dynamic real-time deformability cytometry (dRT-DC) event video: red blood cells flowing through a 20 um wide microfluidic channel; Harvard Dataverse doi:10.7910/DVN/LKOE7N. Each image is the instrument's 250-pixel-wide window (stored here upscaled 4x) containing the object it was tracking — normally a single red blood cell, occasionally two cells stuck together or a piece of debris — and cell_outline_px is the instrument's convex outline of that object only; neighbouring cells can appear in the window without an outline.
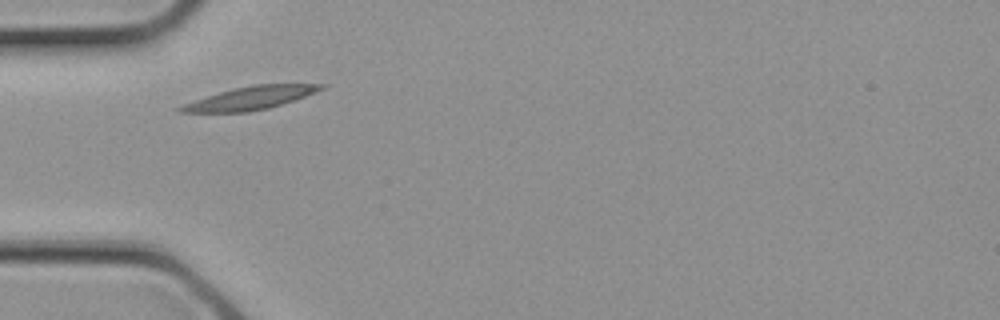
{"species": "common noctule bat (a hibernating species)", "species_latin": "Nyctalus noctula", "temperature_condition": "cold", "stored_images_in_passage": 1, "camera_frame_rate_fps": 3000, "um_per_image_px": 0.085, "animal": {"sex": "female", "body_mass_g": 21.9}, "frame": {"image": 1, "passage_image": 1, "time_ms": 0.0, "image_size_px": [1000, 320], "cell_outline_px": [[328, 88], [268, 108], [248, 112], [180, 112], [176, 108], [184, 104], [220, 92], [252, 84], [328, 84]], "centroid_in_image_um": [21.34, 8.32], "position_along_channel_um": 63.7, "area_um2": 18.5}}